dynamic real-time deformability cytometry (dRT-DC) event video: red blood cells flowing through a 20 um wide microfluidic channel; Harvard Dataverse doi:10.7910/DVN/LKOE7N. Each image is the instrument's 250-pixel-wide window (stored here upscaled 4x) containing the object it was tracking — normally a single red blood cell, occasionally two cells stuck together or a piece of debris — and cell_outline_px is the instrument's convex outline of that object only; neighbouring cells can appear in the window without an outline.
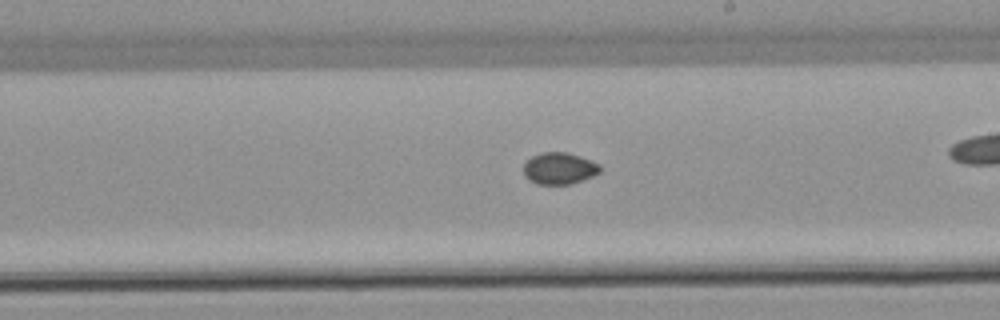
{"species": "common noctule bat (a hibernating species)", "species_latin": "Nyctalus noctula", "temperature_condition": "warm", "stored_images_in_passage": 44, "camera_frame_rate_fps": 3000, "um_per_image_px": 0.085, "animal": {"sex": "male", "body_mass_g": 21.5, "forearm_length_mm": 52.0}, "frame": {"image": 1, "passage_image": 32, "time_ms": 10.333, "image_size_px": [1000, 320], "cell_outline_px": [[604, 168], [600, 172], [592, 176], [572, 184], [536, 184], [528, 180], [524, 176], [524, 164], [532, 156], [540, 152], [568, 152], [580, 156], [600, 164]], "centroid_in_image_um": [47.55, 14.31], "position_along_channel_um": 241.4, "area_um2": 14.33}}